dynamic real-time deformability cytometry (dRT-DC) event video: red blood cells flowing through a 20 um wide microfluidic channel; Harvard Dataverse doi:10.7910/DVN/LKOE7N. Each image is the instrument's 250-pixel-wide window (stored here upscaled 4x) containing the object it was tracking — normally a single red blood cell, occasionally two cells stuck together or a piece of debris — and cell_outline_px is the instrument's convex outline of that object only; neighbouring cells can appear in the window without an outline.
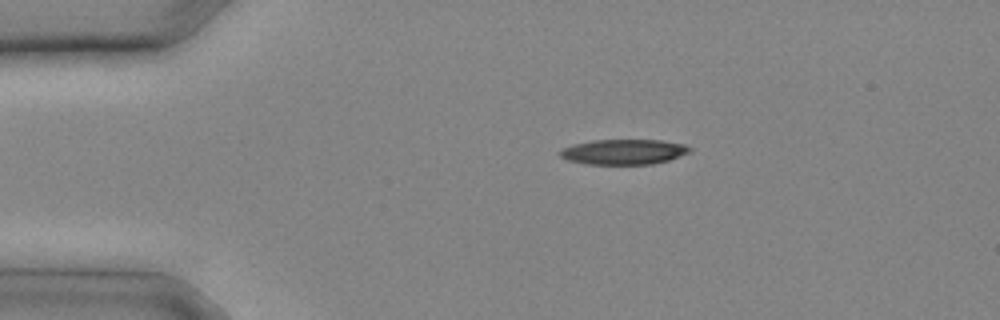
{"species": "common noctule bat (a hibernating species)", "species_latin": "Nyctalus noctula", "temperature_condition": "cold", "stored_images_in_passage": 10, "camera_frame_rate_fps": 3000, "um_per_image_px": 0.085, "animal": {"sex": "male", "body_mass_g": 20.4}, "frame": {"image": 1, "passage_image": 4, "time_ms": 1.0, "image_size_px": [1000, 320], "cell_outline_px": [[692, 152], [668, 160], [652, 164], [584, 164], [568, 160], [560, 156], [560, 152], [564, 148], [572, 144], [592, 140], [660, 140], [684, 144], [692, 148]], "centroid_in_image_um": [53.04, 12.9], "position_along_channel_um": 32.0, "area_um2": 19.07}}
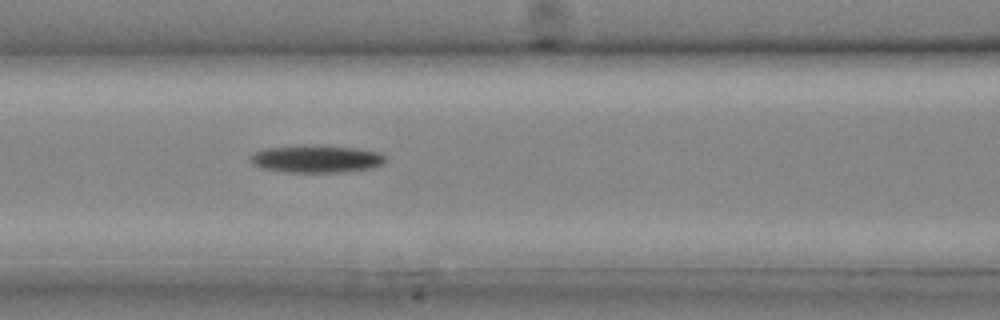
{"frame": {"image": 2, "passage_image": 10, "time_ms": 3.0, "image_size_px": [1000, 320], "cell_outline_px": [[388, 160], [384, 164], [372, 168], [344, 172], [284, 172], [260, 168], [252, 164], [248, 156], [264, 148], [356, 148], [380, 152]], "centroid_in_image_um": [26.92, 13.57], "position_along_channel_um": 139.7, "area_um2": 20.75}}